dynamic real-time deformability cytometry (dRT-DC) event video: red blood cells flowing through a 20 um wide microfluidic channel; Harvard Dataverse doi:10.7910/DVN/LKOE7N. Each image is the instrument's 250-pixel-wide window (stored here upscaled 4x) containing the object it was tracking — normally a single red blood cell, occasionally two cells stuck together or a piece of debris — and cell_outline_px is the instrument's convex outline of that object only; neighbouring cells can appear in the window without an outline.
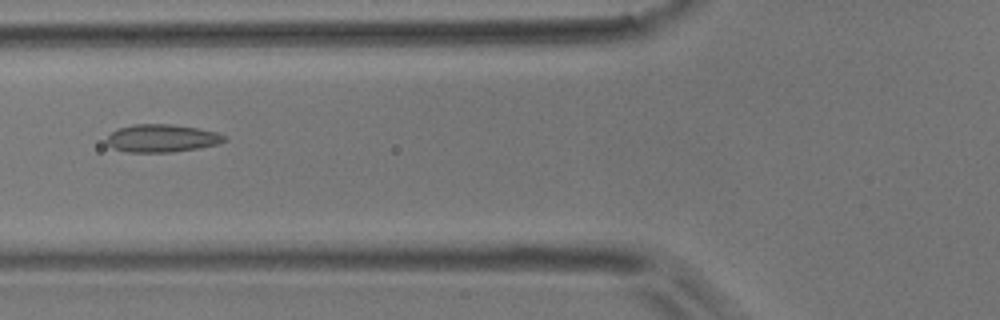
{"species": "common noctule bat (a hibernating species)", "species_latin": "Nyctalus noctula", "temperature_condition": "room temperature", "stored_images_in_passage": 9, "camera_frame_rate_fps": 3000, "um_per_image_px": 0.085, "animal": {"sex": "male", "body_mass_g": 17.9}, "frame": {"image": 1, "passage_image": 6, "time_ms": 1.667, "image_size_px": [1000, 320], "cell_outline_px": [[228, 140], [220, 144], [200, 148], [172, 152], [124, 152], [112, 148], [108, 144], [108, 136], [112, 132], [120, 128], [136, 124], [168, 124], [196, 128], [216, 132], [224, 136]], "centroid_in_image_um": [13.79, 11.77], "position_along_channel_um": 112.0, "area_um2": 18.96}}